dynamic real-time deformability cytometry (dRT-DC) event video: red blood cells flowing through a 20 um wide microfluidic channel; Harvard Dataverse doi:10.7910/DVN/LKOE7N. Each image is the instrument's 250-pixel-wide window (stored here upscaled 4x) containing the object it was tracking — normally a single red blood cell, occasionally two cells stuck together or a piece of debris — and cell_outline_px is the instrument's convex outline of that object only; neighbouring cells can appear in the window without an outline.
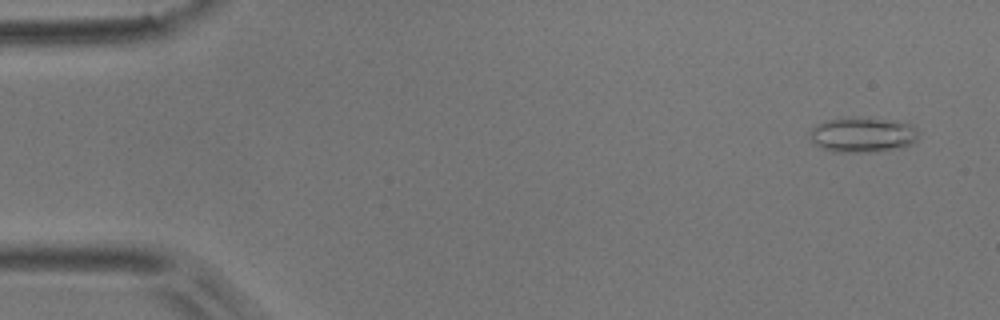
{"species": "common noctule bat (a hibernating species)", "species_latin": "Nyctalus noctula", "temperature_condition": "room temperature", "stored_images_in_passage": 5, "camera_frame_rate_fps": 3000, "um_per_image_px": 0.085, "animal": {"sex": "male", "body_mass_g": 17.9}, "frame": {"image": 1, "passage_image": 1, "time_ms": 0.0, "image_size_px": [1000, 320], "cell_outline_px": [[920, 132], [916, 140], [912, 144], [872, 152], [836, 152], [820, 148], [808, 136], [808, 132], [816, 124], [824, 120], [848, 116], [860, 116], [896, 120], [912, 124]], "centroid_in_image_um": [73.3, 11.41], "position_along_channel_um": 11.7, "area_um2": 22.83}}